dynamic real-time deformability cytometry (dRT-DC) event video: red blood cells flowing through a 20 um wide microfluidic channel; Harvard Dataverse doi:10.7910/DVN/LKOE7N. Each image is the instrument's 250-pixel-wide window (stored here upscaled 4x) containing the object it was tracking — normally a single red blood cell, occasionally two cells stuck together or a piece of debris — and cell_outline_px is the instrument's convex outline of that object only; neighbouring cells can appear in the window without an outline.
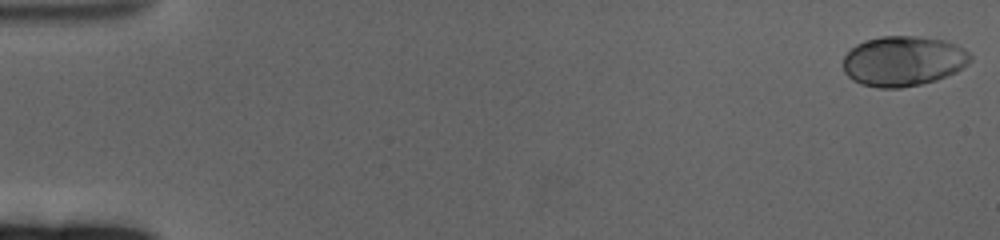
{"species": "human", "species_latin": "Homo sapiens", "temperature_condition": "cold", "stored_images_in_passage": 62, "camera_frame_rate_fps": 3000, "um_per_image_px": 0.085, "donor": {"sex": "female"}, "frame": {"image": 1, "passage_image": 1, "time_ms": 0.0, "image_size_px": [1000, 240], "cell_outline_px": [[972, 60], [968, 64], [956, 72], [936, 80], [920, 84], [900, 88], [876, 88], [860, 84], [852, 80], [844, 72], [844, 56], [856, 44], [864, 40], [880, 36], [916, 36], [944, 40], [956, 44], [964, 48], [972, 56]], "centroid_in_image_um": [76.78, 5.19], "position_along_channel_um": 8.2, "area_um2": 37.4}}
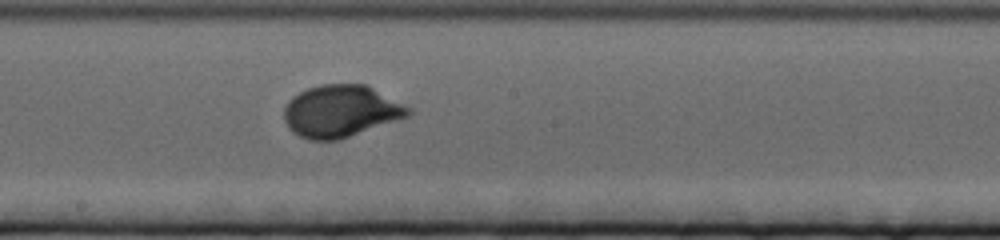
{"frame": {"image": 2, "passage_image": 35, "time_ms": 11.333, "image_size_px": [1000, 240], "cell_outline_px": [[412, 112], [408, 116], [340, 140], [308, 140], [292, 132], [288, 128], [284, 120], [284, 108], [288, 100], [292, 96], [308, 88], [320, 84], [364, 84], [412, 108]], "centroid_in_image_um": [28.93, 9.46], "position_along_channel_um": 219.3, "area_um2": 37.69}}
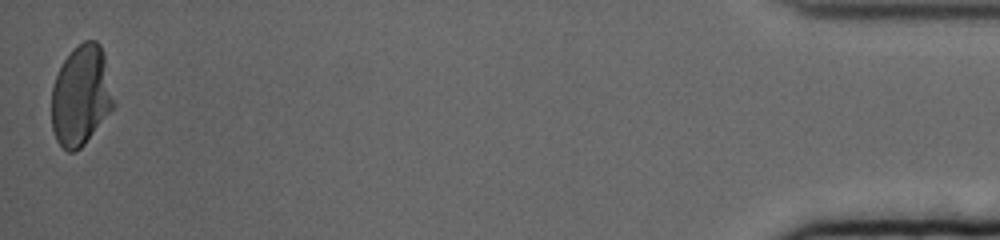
{"frame": {"image": 3, "passage_image": 62, "time_ms": 20.333, "image_size_px": [1000, 240], "cell_outline_px": [[116, 104], [84, 144], [76, 152], [68, 152], [56, 140], [52, 128], [52, 84], [64, 60], [72, 48], [84, 40], [96, 40], [100, 44], [104, 56]], "centroid_in_image_um": [6.88, 8.12], "position_along_channel_um": 428.3, "area_um2": 36.3}, "authors_computed_cell_mechanics": {"area_um2": 35.8938, "velocity_mm_per_s": 3.2568, "shape_relaxation_time_tau1_ms": 3.4082, "shape_relaxation_time_tau2_ms": null, "deformation_change_tau1": 0.1777, "deformation_change_tau2": null}}